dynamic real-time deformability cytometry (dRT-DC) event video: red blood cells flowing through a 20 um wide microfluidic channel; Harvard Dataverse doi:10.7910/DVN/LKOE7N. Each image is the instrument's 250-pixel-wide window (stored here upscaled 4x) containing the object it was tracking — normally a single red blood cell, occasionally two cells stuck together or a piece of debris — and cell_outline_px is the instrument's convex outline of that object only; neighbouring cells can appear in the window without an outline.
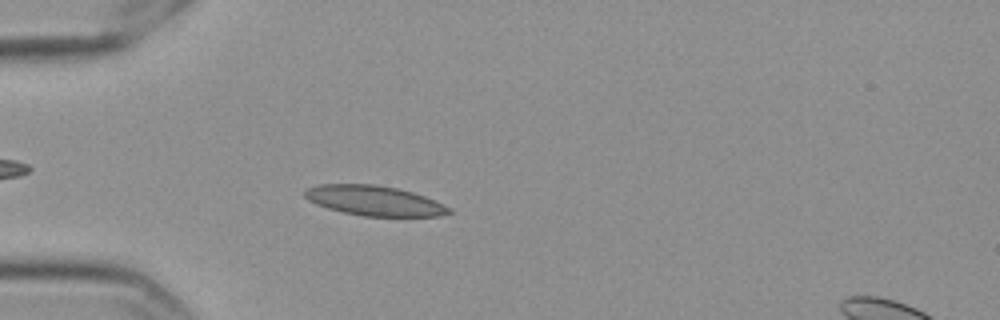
{"species": "Egyptian fruit bat (a non-hibernating species)", "species_latin": "Rousettus aegyptiacus", "temperature_condition": "cold", "stored_images_in_passage": 45, "camera_frame_rate_fps": 3000, "um_per_image_px": 0.085, "frame": {"image": 1, "passage_image": 11, "time_ms": 3.333, "image_size_px": [1000, 320], "cell_outline_px": [[452, 212], [440, 216], [364, 216], [344, 212], [328, 208], [316, 204], [308, 200], [304, 196], [304, 188], [316, 184], [376, 184], [396, 188], [412, 192], [424, 196], [444, 204], [452, 208]], "centroid_in_image_um": [31.79, 17.05], "position_along_channel_um": 53.2, "area_um2": 25.26}}
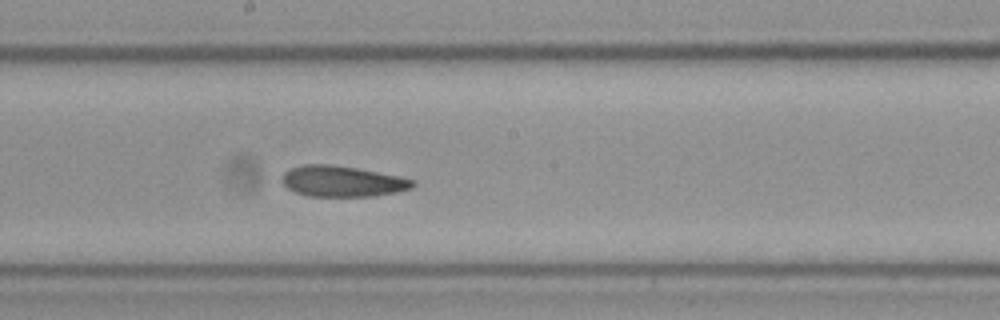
{"frame": {"image": 2, "passage_image": 26, "time_ms": 8.333, "image_size_px": [1000, 320], "cell_outline_px": [[416, 184], [412, 188], [396, 192], [372, 196], [308, 196], [296, 192], [288, 188], [280, 180], [284, 172], [292, 168], [304, 164], [328, 164], [356, 168], [416, 180]], "centroid_in_image_um": [29.08, 15.41], "position_along_channel_um": 219.1, "area_um2": 23.29}}
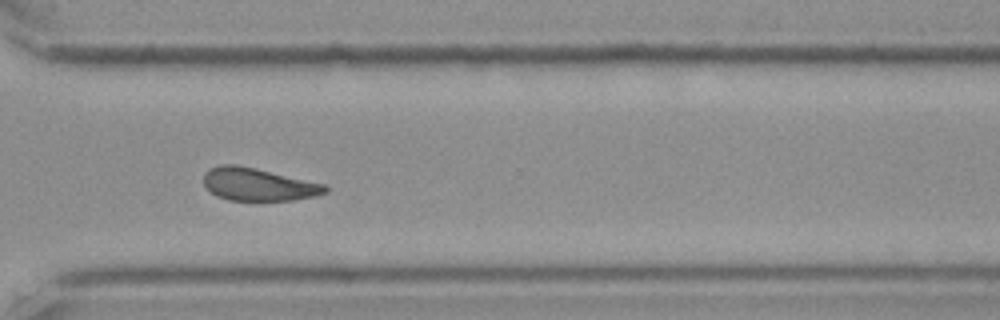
{"frame": {"image": 3, "passage_image": 37, "time_ms": 12.0, "image_size_px": [1000, 320], "cell_outline_px": [[328, 192], [316, 196], [292, 200], [228, 200], [216, 196], [204, 184], [204, 172], [208, 168], [220, 164], [236, 164], [256, 168], [328, 184]], "centroid_in_image_um": [21.98, 15.66], "position_along_channel_um": 348.6, "area_um2": 23.47}, "authors_computed_cell_mechanics": {"area_um2": 23.9292, "velocity_mm_per_s": 3.5328, "shape_relaxation_time_tau1_ms": 7.8868, "shape_relaxation_time_tau2_ms": 6.4228, "deformation_change_tau1": 0.1445, "deformation_change_tau2": 0.1418}}